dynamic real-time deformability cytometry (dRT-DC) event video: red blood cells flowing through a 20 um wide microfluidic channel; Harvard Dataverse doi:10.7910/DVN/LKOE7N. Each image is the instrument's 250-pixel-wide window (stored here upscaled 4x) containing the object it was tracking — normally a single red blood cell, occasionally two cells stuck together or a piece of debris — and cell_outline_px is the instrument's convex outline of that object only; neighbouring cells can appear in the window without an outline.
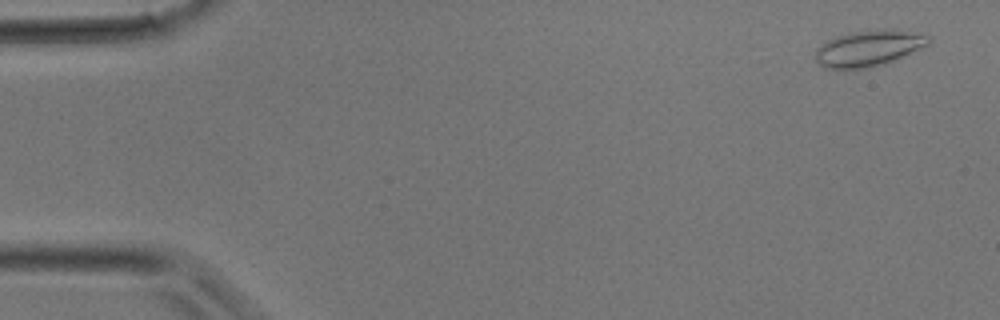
{"species": "common noctule bat (a hibernating species)", "species_latin": "Nyctalus noctula", "temperature_condition": "room temperature", "stored_images_in_passage": 33, "camera_frame_rate_fps": 3000, "um_per_image_px": 0.085, "animal": {"sex": "male", "body_mass_g": 17.9}, "frame": {"image": 1, "passage_image": 2, "time_ms": 0.333, "image_size_px": [1000, 320], "cell_outline_px": [[932, 40], [928, 44], [920, 48], [884, 64], [872, 68], [824, 68], [816, 60], [816, 48], [828, 40], [836, 36], [848, 32], [884, 28], [896, 28], [928, 36]], "centroid_in_image_um": [73.83, 4.08], "position_along_channel_um": 11.2, "area_um2": 23.76}}
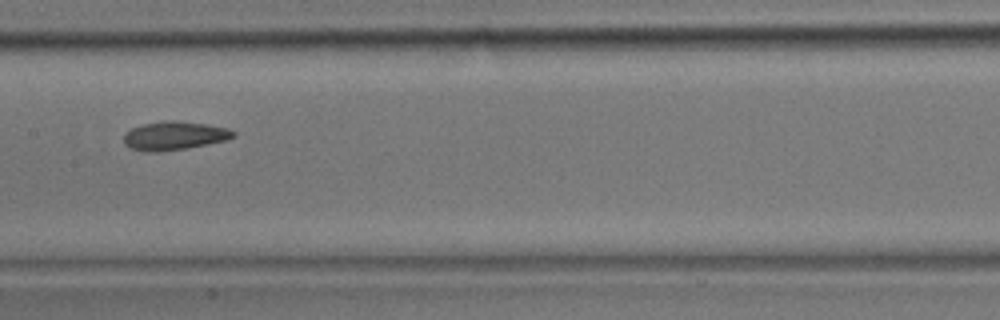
{"frame": {"image": 2, "passage_image": 18, "time_ms": 5.667, "image_size_px": [1000, 320], "cell_outline_px": [[236, 136], [228, 140], [208, 144], [160, 152], [148, 152], [132, 148], [124, 144], [124, 132], [132, 128], [144, 124], [172, 120], [204, 124], [228, 128], [236, 132]], "centroid_in_image_um": [14.84, 11.54], "position_along_channel_um": 192.6, "area_um2": 18.09}}
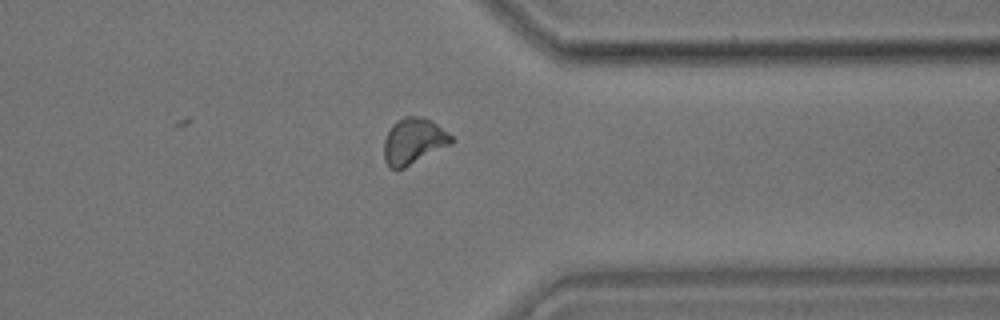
{"frame": {"image": 3, "passage_image": 28, "time_ms": 9.0, "image_size_px": [1000, 320], "cell_outline_px": [[452, 144], [396, 172], [388, 168], [384, 160], [384, 140], [392, 124], [396, 120], [404, 116], [416, 116], [428, 120], [436, 124], [448, 132], [452, 136]], "centroid_in_image_um": [35.11, 12.04], "position_along_channel_um": 376.3, "area_um2": 18.21}}